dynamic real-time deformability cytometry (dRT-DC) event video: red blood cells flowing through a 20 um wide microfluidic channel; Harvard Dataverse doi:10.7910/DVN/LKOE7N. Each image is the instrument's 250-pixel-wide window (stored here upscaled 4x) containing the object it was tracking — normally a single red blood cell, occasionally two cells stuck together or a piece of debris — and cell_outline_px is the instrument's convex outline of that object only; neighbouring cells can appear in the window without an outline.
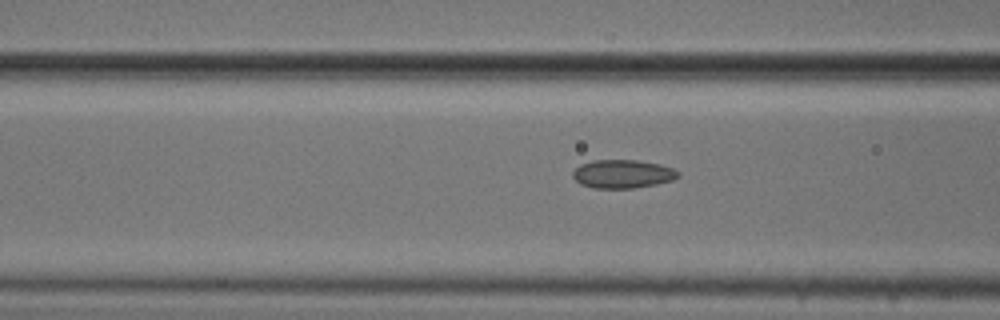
{"species": "common noctule bat (a hibernating species)", "species_latin": "Nyctalus noctula", "temperature_condition": "cold", "stored_images_in_passage": 15, "camera_frame_rate_fps": 3000, "um_per_image_px": 0.085, "animal": {"sex": "male", "body_mass_g": 20.5, "forearm_length_mm": 52.5}, "frame": {"image": 1, "passage_image": 13, "time_ms": 4.0, "image_size_px": [1000, 320], "cell_outline_px": [[680, 176], [672, 180], [656, 184], [632, 188], [592, 188], [580, 184], [572, 176], [572, 172], [580, 164], [592, 160], [636, 160], [660, 164], [672, 168], [680, 172]], "centroid_in_image_um": [52.91, 14.78], "position_along_channel_um": 113.7, "area_um2": 17.51}}